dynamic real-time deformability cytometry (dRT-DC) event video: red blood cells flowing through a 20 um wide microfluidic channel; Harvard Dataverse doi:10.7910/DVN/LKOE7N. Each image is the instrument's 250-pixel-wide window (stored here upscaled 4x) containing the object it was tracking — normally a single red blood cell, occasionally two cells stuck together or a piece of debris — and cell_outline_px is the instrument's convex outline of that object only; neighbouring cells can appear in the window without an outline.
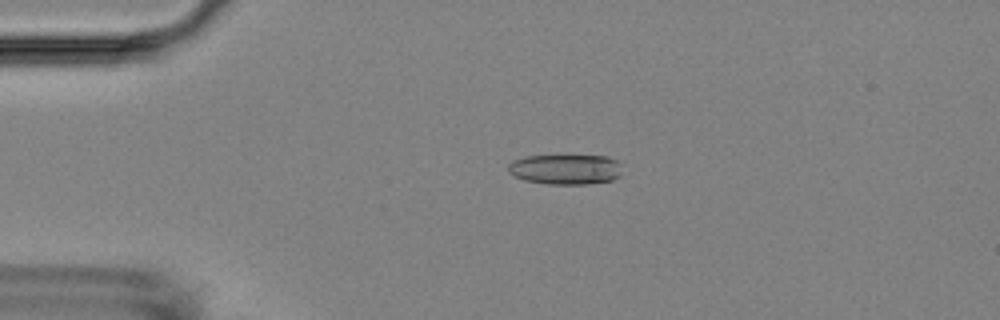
{"species": "Egyptian fruit bat (a non-hibernating species)", "species_latin": "Rousettus aegyptiacus", "temperature_condition": "room temperature", "stored_images_in_passage": 4, "camera_frame_rate_fps": 3000, "um_per_image_px": 0.085, "animal": {"sex": "female"}, "frame": {"image": 1, "passage_image": 2, "time_ms": 1.0, "image_size_px": [1000, 320], "cell_outline_px": [[620, 176], [612, 180], [588, 184], [548, 184], [524, 180], [508, 172], [508, 164], [512, 160], [524, 156], [608, 156], [616, 160], [620, 164]], "centroid_in_image_um": [48.06, 14.39], "position_along_channel_um": 36.9, "area_um2": 20.06}}